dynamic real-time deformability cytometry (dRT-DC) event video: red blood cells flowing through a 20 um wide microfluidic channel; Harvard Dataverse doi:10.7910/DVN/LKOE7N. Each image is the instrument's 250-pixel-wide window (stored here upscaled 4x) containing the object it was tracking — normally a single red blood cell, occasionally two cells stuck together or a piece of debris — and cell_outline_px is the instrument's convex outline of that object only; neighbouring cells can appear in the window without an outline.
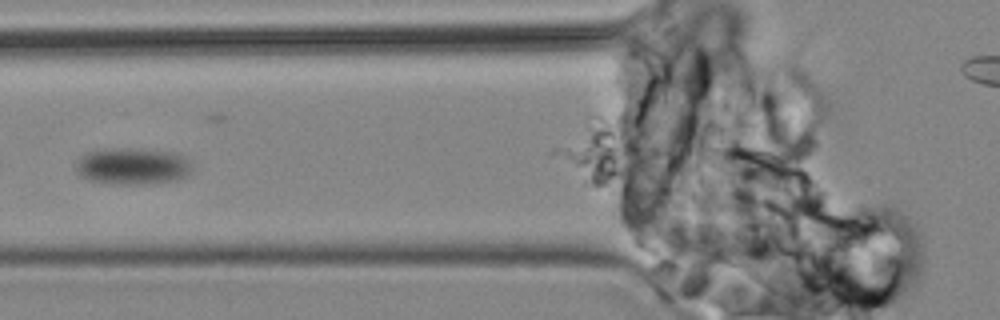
{"species": "common noctule bat (a hibernating species)", "species_latin": "Nyctalus noctula", "temperature_condition": "cold", "stored_images_in_passage": 15, "camera_frame_rate_fps": 3000, "um_per_image_px": 0.085, "animal": {"sex": "male", "body_mass_g": 19.2, "forearm_length_mm": 51.8}, "frame": {"image": 1, "passage_image": 5, "time_ms": 5.333, "image_size_px": [1000, 320], "cell_outline_px": [[192, 172], [176, 180], [152, 184], [104, 184], [88, 180], [80, 176], [76, 168], [76, 160], [80, 156], [88, 152], [104, 148], [144, 148], [180, 152], [188, 160], [192, 168]], "centroid_in_image_um": [11.27, 14.11], "position_along_channel_um": 114.5, "area_um2": 25.66}}
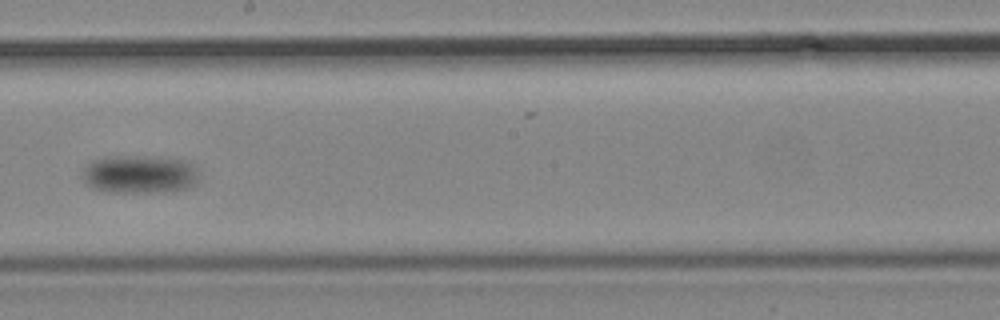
{"frame": {"image": 2, "passage_image": 9, "time_ms": 10.667, "image_size_px": [1000, 320], "cell_outline_px": [[196, 184], [188, 188], [172, 192], [112, 192], [92, 188], [84, 180], [84, 172], [88, 164], [92, 160], [104, 156], [144, 156], [180, 160], [192, 164], [196, 172]], "centroid_in_image_um": [11.85, 14.82], "position_along_channel_um": 236.3, "area_um2": 25.72}}
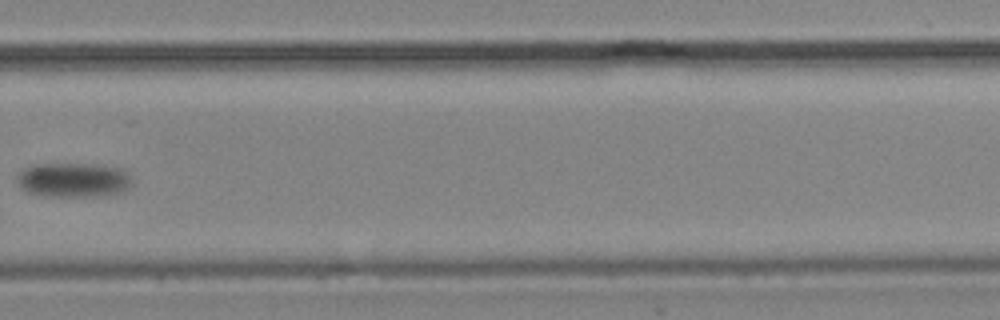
{"frame": {"image": 3, "passage_image": 12, "time_ms": 14.333, "image_size_px": [1000, 320], "cell_outline_px": [[132, 188], [124, 192], [104, 196], [40, 196], [28, 192], [20, 188], [16, 184], [16, 176], [24, 168], [36, 164], [104, 164], [120, 168], [132, 176]], "centroid_in_image_um": [6.28, 15.3], "position_along_channel_um": 323.5, "area_um2": 23.81}}